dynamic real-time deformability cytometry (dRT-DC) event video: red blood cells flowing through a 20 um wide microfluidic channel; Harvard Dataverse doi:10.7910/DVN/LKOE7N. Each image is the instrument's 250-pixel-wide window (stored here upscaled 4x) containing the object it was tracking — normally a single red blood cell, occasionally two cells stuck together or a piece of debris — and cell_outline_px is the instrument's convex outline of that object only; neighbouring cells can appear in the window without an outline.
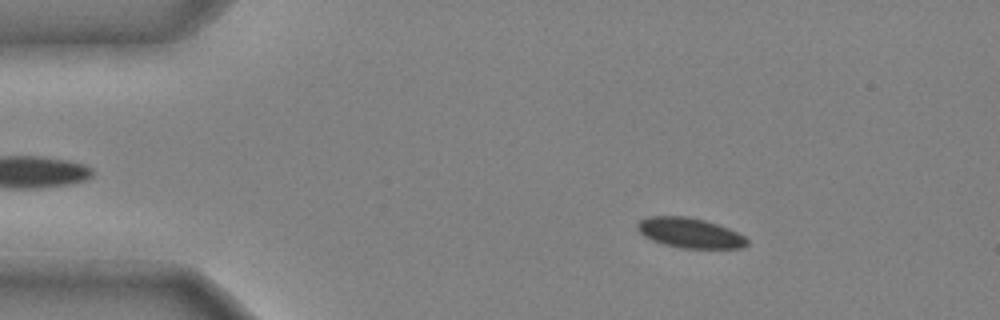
{"species": "common noctule bat (a hibernating species)", "species_latin": "Nyctalus noctula", "temperature_condition": "cold", "stored_images_in_passage": 47, "camera_frame_rate_fps": 3000, "um_per_image_px": 0.085, "animal": {"sex": "male", "body_mass_g": 20.4}, "frame": {"image": 1, "passage_image": 7, "time_ms": 2.0, "image_size_px": [1000, 320], "cell_outline_px": [[748, 244], [740, 248], [680, 248], [664, 244], [652, 240], [644, 236], [636, 228], [636, 224], [640, 220], [648, 216], [688, 216], [704, 220], [728, 228], [744, 236], [748, 240]], "centroid_in_image_um": [58.6, 19.79], "position_along_channel_um": 26.4, "area_um2": 19.13}}
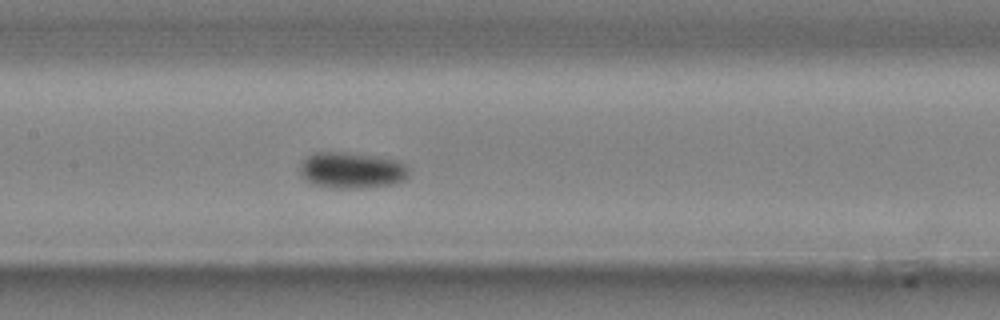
{"frame": {"image": 2, "passage_image": 23, "time_ms": 7.333, "image_size_px": [1000, 320], "cell_outline_px": [[408, 176], [404, 180], [392, 184], [356, 188], [336, 188], [312, 184], [300, 176], [300, 168], [304, 160], [312, 152], [344, 152], [376, 156], [400, 160], [408, 164]], "centroid_in_image_um": [29.91, 14.46], "position_along_channel_um": 177.5, "area_um2": 23.06}}
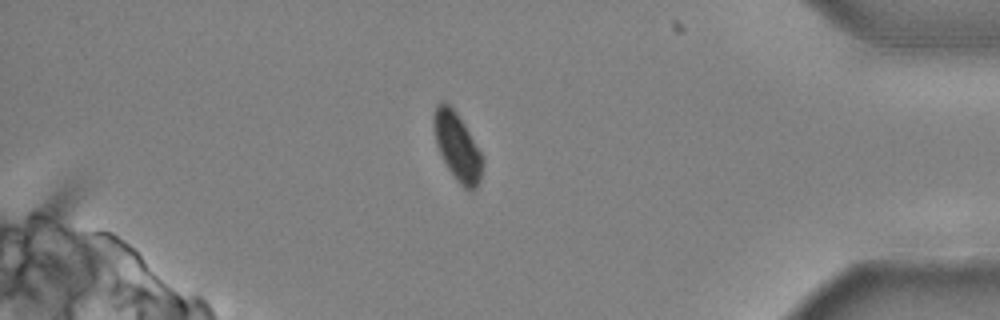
{"frame": {"image": 3, "passage_image": 42, "time_ms": 13.667, "image_size_px": [1000, 320], "cell_outline_px": [[484, 164], [480, 180], [476, 188], [472, 192], [464, 188], [456, 180], [448, 168], [436, 144], [432, 124], [432, 116], [436, 104], [440, 100], [444, 100], [456, 112], [464, 124], [480, 152], [484, 160]], "centroid_in_image_um": [38.85, 12.45], "position_along_channel_um": 396.3, "area_um2": 19.36}, "authors_computed_cell_mechanics": {"area_um2": 20.519, "velocity_mm_per_s": 3.9439, "shape_relaxation_time_tau1_ms": 9.6675, "shape_relaxation_time_tau2_ms": null, "deformation_change_tau1": 0.1463, "deformation_change_tau2": null}}